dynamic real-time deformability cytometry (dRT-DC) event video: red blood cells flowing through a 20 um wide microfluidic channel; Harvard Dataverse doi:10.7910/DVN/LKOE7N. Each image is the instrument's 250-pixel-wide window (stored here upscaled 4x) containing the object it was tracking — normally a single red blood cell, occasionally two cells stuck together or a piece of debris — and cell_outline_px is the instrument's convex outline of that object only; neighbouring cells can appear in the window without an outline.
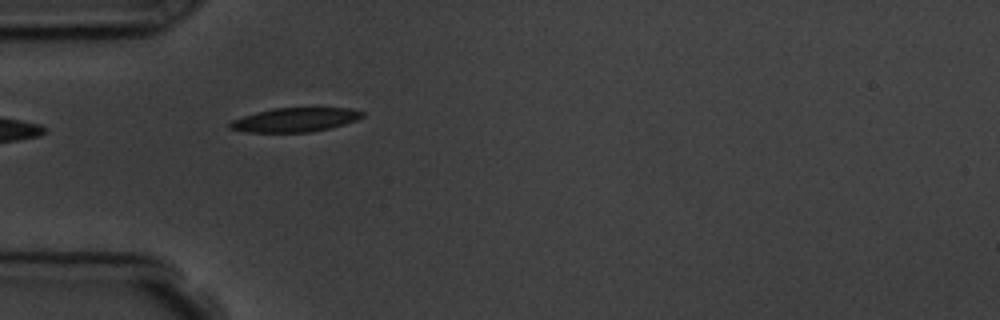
{"species": "common noctule bat (a hibernating species)", "species_latin": "Nyctalus noctula", "temperature_condition": "room temperature", "stored_images_in_passage": 5, "camera_frame_rate_fps": 3000, "um_per_image_px": 0.085, "animal": {"sex": "male", "body_mass_g": 19.5, "forearm_length_mm": 54.6}, "frame": {"image": 1, "passage_image": 4, "time_ms": 4.333, "image_size_px": [1000, 320], "cell_outline_px": [[364, 116], [356, 120], [344, 124], [312, 132], [248, 132], [228, 128], [228, 124], [232, 120], [256, 112], [272, 108], [352, 108], [364, 112]], "centroid_in_image_um": [25.08, 10.18], "position_along_channel_um": 59.9, "area_um2": 18.5}}